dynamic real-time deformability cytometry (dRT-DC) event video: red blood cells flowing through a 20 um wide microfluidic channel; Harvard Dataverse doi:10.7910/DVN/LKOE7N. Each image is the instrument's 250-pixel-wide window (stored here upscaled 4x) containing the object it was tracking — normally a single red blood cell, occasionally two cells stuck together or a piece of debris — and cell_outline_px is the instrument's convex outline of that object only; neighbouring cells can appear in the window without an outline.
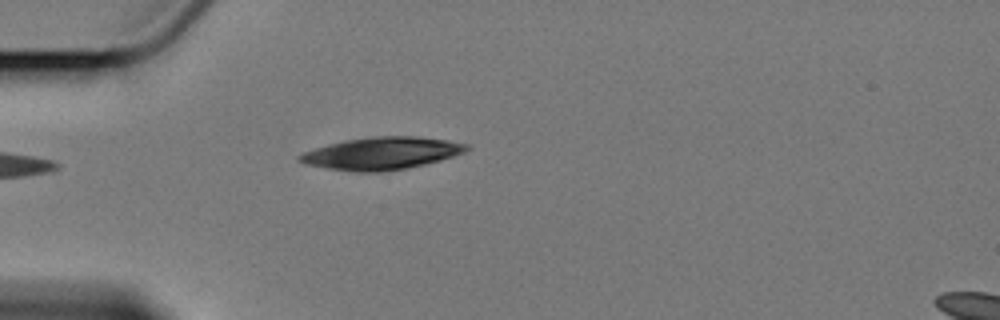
{"species": "Egyptian fruit bat (a non-hibernating species)", "species_latin": "Rousettus aegyptiacus", "temperature_condition": "cold", "stored_images_in_passage": 5, "camera_frame_rate_fps": 3000, "um_per_image_px": 0.085, "animal": {"sex": "female"}, "frame": {"image": 1, "passage_image": 5, "time_ms": 4.667, "image_size_px": [1000, 320], "cell_outline_px": [[468, 148], [464, 152], [440, 160], [408, 168], [380, 172], [356, 172], [328, 168], [304, 164], [296, 160], [296, 156], [304, 152], [328, 144], [344, 140], [372, 136], [420, 136], [448, 140], [468, 144]], "centroid_in_image_um": [32.4, 13.03], "position_along_channel_um": 52.6, "area_um2": 31.56}}